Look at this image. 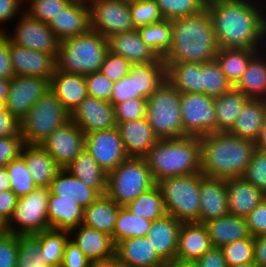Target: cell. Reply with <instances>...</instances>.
Here are the masks:
<instances>
[{"label":"cell","mask_w":266,"mask_h":267,"mask_svg":"<svg viewBox=\"0 0 266 267\" xmlns=\"http://www.w3.org/2000/svg\"><path fill=\"white\" fill-rule=\"evenodd\" d=\"M254 3L253 0L207 1L219 48L261 50L266 38V14L259 8L261 5Z\"/></svg>","instance_id":"1"},{"label":"cell","mask_w":266,"mask_h":267,"mask_svg":"<svg viewBox=\"0 0 266 267\" xmlns=\"http://www.w3.org/2000/svg\"><path fill=\"white\" fill-rule=\"evenodd\" d=\"M201 173L213 178L242 177L256 150L255 142L229 132L200 137Z\"/></svg>","instance_id":"2"},{"label":"cell","mask_w":266,"mask_h":267,"mask_svg":"<svg viewBox=\"0 0 266 267\" xmlns=\"http://www.w3.org/2000/svg\"><path fill=\"white\" fill-rule=\"evenodd\" d=\"M219 50L209 11L172 20V47L164 62L205 63Z\"/></svg>","instance_id":"3"},{"label":"cell","mask_w":266,"mask_h":267,"mask_svg":"<svg viewBox=\"0 0 266 267\" xmlns=\"http://www.w3.org/2000/svg\"><path fill=\"white\" fill-rule=\"evenodd\" d=\"M155 182L201 172V141L197 136L158 140L144 156Z\"/></svg>","instance_id":"4"},{"label":"cell","mask_w":266,"mask_h":267,"mask_svg":"<svg viewBox=\"0 0 266 267\" xmlns=\"http://www.w3.org/2000/svg\"><path fill=\"white\" fill-rule=\"evenodd\" d=\"M108 51L107 38L90 29L59 42L57 70L82 75L98 72Z\"/></svg>","instance_id":"5"},{"label":"cell","mask_w":266,"mask_h":267,"mask_svg":"<svg viewBox=\"0 0 266 267\" xmlns=\"http://www.w3.org/2000/svg\"><path fill=\"white\" fill-rule=\"evenodd\" d=\"M69 120H71L70 112L49 90L21 119L20 134L25 145H40Z\"/></svg>","instance_id":"6"},{"label":"cell","mask_w":266,"mask_h":267,"mask_svg":"<svg viewBox=\"0 0 266 267\" xmlns=\"http://www.w3.org/2000/svg\"><path fill=\"white\" fill-rule=\"evenodd\" d=\"M180 95L166 80L147 99L146 119L158 140L183 137Z\"/></svg>","instance_id":"7"},{"label":"cell","mask_w":266,"mask_h":267,"mask_svg":"<svg viewBox=\"0 0 266 267\" xmlns=\"http://www.w3.org/2000/svg\"><path fill=\"white\" fill-rule=\"evenodd\" d=\"M167 214L182 223L197 222L200 213V173L170 176L156 182Z\"/></svg>","instance_id":"8"},{"label":"cell","mask_w":266,"mask_h":267,"mask_svg":"<svg viewBox=\"0 0 266 267\" xmlns=\"http://www.w3.org/2000/svg\"><path fill=\"white\" fill-rule=\"evenodd\" d=\"M156 185L144 157H128L107 173L106 195L118 205L126 206Z\"/></svg>","instance_id":"9"},{"label":"cell","mask_w":266,"mask_h":267,"mask_svg":"<svg viewBox=\"0 0 266 267\" xmlns=\"http://www.w3.org/2000/svg\"><path fill=\"white\" fill-rule=\"evenodd\" d=\"M49 195V187H37L28 195L20 197L3 230L16 235H31L49 229Z\"/></svg>","instance_id":"10"},{"label":"cell","mask_w":266,"mask_h":267,"mask_svg":"<svg viewBox=\"0 0 266 267\" xmlns=\"http://www.w3.org/2000/svg\"><path fill=\"white\" fill-rule=\"evenodd\" d=\"M180 109L183 137H201L217 132L214 97L204 93H181Z\"/></svg>","instance_id":"11"},{"label":"cell","mask_w":266,"mask_h":267,"mask_svg":"<svg viewBox=\"0 0 266 267\" xmlns=\"http://www.w3.org/2000/svg\"><path fill=\"white\" fill-rule=\"evenodd\" d=\"M91 29L105 38L135 30L129 0H88Z\"/></svg>","instance_id":"12"},{"label":"cell","mask_w":266,"mask_h":267,"mask_svg":"<svg viewBox=\"0 0 266 267\" xmlns=\"http://www.w3.org/2000/svg\"><path fill=\"white\" fill-rule=\"evenodd\" d=\"M50 90V80L38 76H14L4 107L19 121Z\"/></svg>","instance_id":"13"},{"label":"cell","mask_w":266,"mask_h":267,"mask_svg":"<svg viewBox=\"0 0 266 267\" xmlns=\"http://www.w3.org/2000/svg\"><path fill=\"white\" fill-rule=\"evenodd\" d=\"M85 149L106 173L129 157L117 127L85 134Z\"/></svg>","instance_id":"14"},{"label":"cell","mask_w":266,"mask_h":267,"mask_svg":"<svg viewBox=\"0 0 266 267\" xmlns=\"http://www.w3.org/2000/svg\"><path fill=\"white\" fill-rule=\"evenodd\" d=\"M13 36L8 35L10 41L15 45L29 48L35 51L53 54L57 57L59 49V40L49 27L48 23L31 18L24 11Z\"/></svg>","instance_id":"15"},{"label":"cell","mask_w":266,"mask_h":267,"mask_svg":"<svg viewBox=\"0 0 266 267\" xmlns=\"http://www.w3.org/2000/svg\"><path fill=\"white\" fill-rule=\"evenodd\" d=\"M40 146L66 168L85 148V133L72 120L57 128Z\"/></svg>","instance_id":"16"},{"label":"cell","mask_w":266,"mask_h":267,"mask_svg":"<svg viewBox=\"0 0 266 267\" xmlns=\"http://www.w3.org/2000/svg\"><path fill=\"white\" fill-rule=\"evenodd\" d=\"M71 120L85 134L117 126L114 106L108 101L90 96L71 113Z\"/></svg>","instance_id":"17"},{"label":"cell","mask_w":266,"mask_h":267,"mask_svg":"<svg viewBox=\"0 0 266 267\" xmlns=\"http://www.w3.org/2000/svg\"><path fill=\"white\" fill-rule=\"evenodd\" d=\"M9 54L15 76H38L51 80L57 69L55 55L15 45L10 39Z\"/></svg>","instance_id":"18"},{"label":"cell","mask_w":266,"mask_h":267,"mask_svg":"<svg viewBox=\"0 0 266 267\" xmlns=\"http://www.w3.org/2000/svg\"><path fill=\"white\" fill-rule=\"evenodd\" d=\"M48 25L59 41L88 32L91 29L88 0H72Z\"/></svg>","instance_id":"19"},{"label":"cell","mask_w":266,"mask_h":267,"mask_svg":"<svg viewBox=\"0 0 266 267\" xmlns=\"http://www.w3.org/2000/svg\"><path fill=\"white\" fill-rule=\"evenodd\" d=\"M200 213L196 223L230 214L227 202L226 179L207 177L200 172Z\"/></svg>","instance_id":"20"},{"label":"cell","mask_w":266,"mask_h":267,"mask_svg":"<svg viewBox=\"0 0 266 267\" xmlns=\"http://www.w3.org/2000/svg\"><path fill=\"white\" fill-rule=\"evenodd\" d=\"M69 233L72 235L70 239L92 263L107 262L115 258V243L112 236L83 224L71 229Z\"/></svg>","instance_id":"21"},{"label":"cell","mask_w":266,"mask_h":267,"mask_svg":"<svg viewBox=\"0 0 266 267\" xmlns=\"http://www.w3.org/2000/svg\"><path fill=\"white\" fill-rule=\"evenodd\" d=\"M114 259L131 267H161L164 262L147 237H134L116 242Z\"/></svg>","instance_id":"22"},{"label":"cell","mask_w":266,"mask_h":267,"mask_svg":"<svg viewBox=\"0 0 266 267\" xmlns=\"http://www.w3.org/2000/svg\"><path fill=\"white\" fill-rule=\"evenodd\" d=\"M181 226L182 222L170 214L154 220L151 224L147 238L153 249L164 261L176 259Z\"/></svg>","instance_id":"23"},{"label":"cell","mask_w":266,"mask_h":267,"mask_svg":"<svg viewBox=\"0 0 266 267\" xmlns=\"http://www.w3.org/2000/svg\"><path fill=\"white\" fill-rule=\"evenodd\" d=\"M116 127L129 157H144L158 141L146 117L117 123Z\"/></svg>","instance_id":"24"},{"label":"cell","mask_w":266,"mask_h":267,"mask_svg":"<svg viewBox=\"0 0 266 267\" xmlns=\"http://www.w3.org/2000/svg\"><path fill=\"white\" fill-rule=\"evenodd\" d=\"M108 40V50L122 56L132 64L164 62L141 39L137 29L112 35Z\"/></svg>","instance_id":"25"},{"label":"cell","mask_w":266,"mask_h":267,"mask_svg":"<svg viewBox=\"0 0 266 267\" xmlns=\"http://www.w3.org/2000/svg\"><path fill=\"white\" fill-rule=\"evenodd\" d=\"M227 202L230 214L246 217L266 196L243 177L226 179Z\"/></svg>","instance_id":"26"},{"label":"cell","mask_w":266,"mask_h":267,"mask_svg":"<svg viewBox=\"0 0 266 267\" xmlns=\"http://www.w3.org/2000/svg\"><path fill=\"white\" fill-rule=\"evenodd\" d=\"M50 90L70 114L88 96L84 75L57 69L50 80Z\"/></svg>","instance_id":"27"},{"label":"cell","mask_w":266,"mask_h":267,"mask_svg":"<svg viewBox=\"0 0 266 267\" xmlns=\"http://www.w3.org/2000/svg\"><path fill=\"white\" fill-rule=\"evenodd\" d=\"M212 247L208 230L204 224L182 223L177 244V259L195 261Z\"/></svg>","instance_id":"28"},{"label":"cell","mask_w":266,"mask_h":267,"mask_svg":"<svg viewBox=\"0 0 266 267\" xmlns=\"http://www.w3.org/2000/svg\"><path fill=\"white\" fill-rule=\"evenodd\" d=\"M50 192L61 198L74 199L84 209L89 207L100 194L85 185L65 168H61L49 186Z\"/></svg>","instance_id":"29"},{"label":"cell","mask_w":266,"mask_h":267,"mask_svg":"<svg viewBox=\"0 0 266 267\" xmlns=\"http://www.w3.org/2000/svg\"><path fill=\"white\" fill-rule=\"evenodd\" d=\"M21 157L38 187H49L61 167L40 145H25Z\"/></svg>","instance_id":"30"},{"label":"cell","mask_w":266,"mask_h":267,"mask_svg":"<svg viewBox=\"0 0 266 267\" xmlns=\"http://www.w3.org/2000/svg\"><path fill=\"white\" fill-rule=\"evenodd\" d=\"M214 247L251 237L244 217L228 214L204 223Z\"/></svg>","instance_id":"31"},{"label":"cell","mask_w":266,"mask_h":267,"mask_svg":"<svg viewBox=\"0 0 266 267\" xmlns=\"http://www.w3.org/2000/svg\"><path fill=\"white\" fill-rule=\"evenodd\" d=\"M266 120V99L250 98L237 116L229 133L256 141Z\"/></svg>","instance_id":"32"},{"label":"cell","mask_w":266,"mask_h":267,"mask_svg":"<svg viewBox=\"0 0 266 267\" xmlns=\"http://www.w3.org/2000/svg\"><path fill=\"white\" fill-rule=\"evenodd\" d=\"M84 209L74 199L61 198L50 192L48 199V222L52 229L67 230L83 222Z\"/></svg>","instance_id":"33"},{"label":"cell","mask_w":266,"mask_h":267,"mask_svg":"<svg viewBox=\"0 0 266 267\" xmlns=\"http://www.w3.org/2000/svg\"><path fill=\"white\" fill-rule=\"evenodd\" d=\"M166 79L180 93H203V63L164 62Z\"/></svg>","instance_id":"34"},{"label":"cell","mask_w":266,"mask_h":267,"mask_svg":"<svg viewBox=\"0 0 266 267\" xmlns=\"http://www.w3.org/2000/svg\"><path fill=\"white\" fill-rule=\"evenodd\" d=\"M120 207L106 194L100 195L89 207L84 208L82 224L104 232L112 236L113 239V231Z\"/></svg>","instance_id":"35"},{"label":"cell","mask_w":266,"mask_h":267,"mask_svg":"<svg viewBox=\"0 0 266 267\" xmlns=\"http://www.w3.org/2000/svg\"><path fill=\"white\" fill-rule=\"evenodd\" d=\"M65 169L100 195L106 194L107 173L85 148Z\"/></svg>","instance_id":"36"},{"label":"cell","mask_w":266,"mask_h":267,"mask_svg":"<svg viewBox=\"0 0 266 267\" xmlns=\"http://www.w3.org/2000/svg\"><path fill=\"white\" fill-rule=\"evenodd\" d=\"M261 55L265 54L259 50L250 59L245 72L233 86L248 98L266 99V57Z\"/></svg>","instance_id":"37"},{"label":"cell","mask_w":266,"mask_h":267,"mask_svg":"<svg viewBox=\"0 0 266 267\" xmlns=\"http://www.w3.org/2000/svg\"><path fill=\"white\" fill-rule=\"evenodd\" d=\"M130 73L134 78L135 98L148 99L167 80L164 62L132 64Z\"/></svg>","instance_id":"38"},{"label":"cell","mask_w":266,"mask_h":267,"mask_svg":"<svg viewBox=\"0 0 266 267\" xmlns=\"http://www.w3.org/2000/svg\"><path fill=\"white\" fill-rule=\"evenodd\" d=\"M249 99L245 94L234 88L214 97L217 132H228L232 128L244 104Z\"/></svg>","instance_id":"39"},{"label":"cell","mask_w":266,"mask_h":267,"mask_svg":"<svg viewBox=\"0 0 266 267\" xmlns=\"http://www.w3.org/2000/svg\"><path fill=\"white\" fill-rule=\"evenodd\" d=\"M257 49L219 48L215 59L227 80L234 86L245 72Z\"/></svg>","instance_id":"40"},{"label":"cell","mask_w":266,"mask_h":267,"mask_svg":"<svg viewBox=\"0 0 266 267\" xmlns=\"http://www.w3.org/2000/svg\"><path fill=\"white\" fill-rule=\"evenodd\" d=\"M143 42L161 59L172 47V20H162L137 29Z\"/></svg>","instance_id":"41"},{"label":"cell","mask_w":266,"mask_h":267,"mask_svg":"<svg viewBox=\"0 0 266 267\" xmlns=\"http://www.w3.org/2000/svg\"><path fill=\"white\" fill-rule=\"evenodd\" d=\"M132 213L150 222L167 214L161 191L157 185L140 194L126 206Z\"/></svg>","instance_id":"42"},{"label":"cell","mask_w":266,"mask_h":267,"mask_svg":"<svg viewBox=\"0 0 266 267\" xmlns=\"http://www.w3.org/2000/svg\"><path fill=\"white\" fill-rule=\"evenodd\" d=\"M152 222L137 216L125 206H121L113 231L114 243L134 237H147Z\"/></svg>","instance_id":"43"},{"label":"cell","mask_w":266,"mask_h":267,"mask_svg":"<svg viewBox=\"0 0 266 267\" xmlns=\"http://www.w3.org/2000/svg\"><path fill=\"white\" fill-rule=\"evenodd\" d=\"M36 235L41 240L40 252L47 264L50 267H60L65 245L70 238L69 231L49 228Z\"/></svg>","instance_id":"44"},{"label":"cell","mask_w":266,"mask_h":267,"mask_svg":"<svg viewBox=\"0 0 266 267\" xmlns=\"http://www.w3.org/2000/svg\"><path fill=\"white\" fill-rule=\"evenodd\" d=\"M40 249L41 240L36 234L18 235L17 267H50Z\"/></svg>","instance_id":"45"},{"label":"cell","mask_w":266,"mask_h":267,"mask_svg":"<svg viewBox=\"0 0 266 267\" xmlns=\"http://www.w3.org/2000/svg\"><path fill=\"white\" fill-rule=\"evenodd\" d=\"M5 168L8 173L11 191L19 198L28 195L38 187L34 183L25 161L21 156L12 160Z\"/></svg>","instance_id":"46"},{"label":"cell","mask_w":266,"mask_h":267,"mask_svg":"<svg viewBox=\"0 0 266 267\" xmlns=\"http://www.w3.org/2000/svg\"><path fill=\"white\" fill-rule=\"evenodd\" d=\"M233 88L216 59L203 63V93L219 96Z\"/></svg>","instance_id":"47"},{"label":"cell","mask_w":266,"mask_h":267,"mask_svg":"<svg viewBox=\"0 0 266 267\" xmlns=\"http://www.w3.org/2000/svg\"><path fill=\"white\" fill-rule=\"evenodd\" d=\"M164 19L192 16L206 8V0H156Z\"/></svg>","instance_id":"48"},{"label":"cell","mask_w":266,"mask_h":267,"mask_svg":"<svg viewBox=\"0 0 266 267\" xmlns=\"http://www.w3.org/2000/svg\"><path fill=\"white\" fill-rule=\"evenodd\" d=\"M129 8L135 29L164 20L156 0H130Z\"/></svg>","instance_id":"49"},{"label":"cell","mask_w":266,"mask_h":267,"mask_svg":"<svg viewBox=\"0 0 266 267\" xmlns=\"http://www.w3.org/2000/svg\"><path fill=\"white\" fill-rule=\"evenodd\" d=\"M228 267L254 262V237L244 238L221 247Z\"/></svg>","instance_id":"50"},{"label":"cell","mask_w":266,"mask_h":267,"mask_svg":"<svg viewBox=\"0 0 266 267\" xmlns=\"http://www.w3.org/2000/svg\"><path fill=\"white\" fill-rule=\"evenodd\" d=\"M28 6L24 9L31 18L49 23L56 17L72 0H24ZM30 1V2H29Z\"/></svg>","instance_id":"51"},{"label":"cell","mask_w":266,"mask_h":267,"mask_svg":"<svg viewBox=\"0 0 266 267\" xmlns=\"http://www.w3.org/2000/svg\"><path fill=\"white\" fill-rule=\"evenodd\" d=\"M242 177L266 195V152L254 151Z\"/></svg>","instance_id":"52"},{"label":"cell","mask_w":266,"mask_h":267,"mask_svg":"<svg viewBox=\"0 0 266 267\" xmlns=\"http://www.w3.org/2000/svg\"><path fill=\"white\" fill-rule=\"evenodd\" d=\"M117 123L129 122L146 117L147 99H128L114 106Z\"/></svg>","instance_id":"53"},{"label":"cell","mask_w":266,"mask_h":267,"mask_svg":"<svg viewBox=\"0 0 266 267\" xmlns=\"http://www.w3.org/2000/svg\"><path fill=\"white\" fill-rule=\"evenodd\" d=\"M132 63L110 51L105 55L100 73L112 82H117L130 73Z\"/></svg>","instance_id":"54"},{"label":"cell","mask_w":266,"mask_h":267,"mask_svg":"<svg viewBox=\"0 0 266 267\" xmlns=\"http://www.w3.org/2000/svg\"><path fill=\"white\" fill-rule=\"evenodd\" d=\"M18 235L2 230L0 232V267H17Z\"/></svg>","instance_id":"55"},{"label":"cell","mask_w":266,"mask_h":267,"mask_svg":"<svg viewBox=\"0 0 266 267\" xmlns=\"http://www.w3.org/2000/svg\"><path fill=\"white\" fill-rule=\"evenodd\" d=\"M87 84V93L90 97H95L105 101H110L114 82L107 79L99 71L84 75Z\"/></svg>","instance_id":"56"},{"label":"cell","mask_w":266,"mask_h":267,"mask_svg":"<svg viewBox=\"0 0 266 267\" xmlns=\"http://www.w3.org/2000/svg\"><path fill=\"white\" fill-rule=\"evenodd\" d=\"M25 142L21 134L17 136L0 137V168L21 156Z\"/></svg>","instance_id":"57"},{"label":"cell","mask_w":266,"mask_h":267,"mask_svg":"<svg viewBox=\"0 0 266 267\" xmlns=\"http://www.w3.org/2000/svg\"><path fill=\"white\" fill-rule=\"evenodd\" d=\"M128 99H135V85L132 74L129 73L117 82H114L110 103L115 106Z\"/></svg>","instance_id":"58"},{"label":"cell","mask_w":266,"mask_h":267,"mask_svg":"<svg viewBox=\"0 0 266 267\" xmlns=\"http://www.w3.org/2000/svg\"><path fill=\"white\" fill-rule=\"evenodd\" d=\"M247 226L253 237L266 234V196L246 217Z\"/></svg>","instance_id":"59"},{"label":"cell","mask_w":266,"mask_h":267,"mask_svg":"<svg viewBox=\"0 0 266 267\" xmlns=\"http://www.w3.org/2000/svg\"><path fill=\"white\" fill-rule=\"evenodd\" d=\"M91 263L77 244L69 238L64 248L60 267H89Z\"/></svg>","instance_id":"60"},{"label":"cell","mask_w":266,"mask_h":267,"mask_svg":"<svg viewBox=\"0 0 266 267\" xmlns=\"http://www.w3.org/2000/svg\"><path fill=\"white\" fill-rule=\"evenodd\" d=\"M6 32H0V79H12L14 71L9 54V37Z\"/></svg>","instance_id":"61"},{"label":"cell","mask_w":266,"mask_h":267,"mask_svg":"<svg viewBox=\"0 0 266 267\" xmlns=\"http://www.w3.org/2000/svg\"><path fill=\"white\" fill-rule=\"evenodd\" d=\"M19 197L11 190L0 192V224L4 226L11 218Z\"/></svg>","instance_id":"62"},{"label":"cell","mask_w":266,"mask_h":267,"mask_svg":"<svg viewBox=\"0 0 266 267\" xmlns=\"http://www.w3.org/2000/svg\"><path fill=\"white\" fill-rule=\"evenodd\" d=\"M196 267H228L221 247H212L195 261Z\"/></svg>","instance_id":"63"},{"label":"cell","mask_w":266,"mask_h":267,"mask_svg":"<svg viewBox=\"0 0 266 267\" xmlns=\"http://www.w3.org/2000/svg\"><path fill=\"white\" fill-rule=\"evenodd\" d=\"M20 133V121L5 107L0 109V137L17 136Z\"/></svg>","instance_id":"64"},{"label":"cell","mask_w":266,"mask_h":267,"mask_svg":"<svg viewBox=\"0 0 266 267\" xmlns=\"http://www.w3.org/2000/svg\"><path fill=\"white\" fill-rule=\"evenodd\" d=\"M24 0H0V23H5L12 18H16L17 14H22V3ZM20 11V13H19ZM0 32H5L0 29Z\"/></svg>","instance_id":"65"},{"label":"cell","mask_w":266,"mask_h":267,"mask_svg":"<svg viewBox=\"0 0 266 267\" xmlns=\"http://www.w3.org/2000/svg\"><path fill=\"white\" fill-rule=\"evenodd\" d=\"M254 262L258 267H266V234L254 237Z\"/></svg>","instance_id":"66"},{"label":"cell","mask_w":266,"mask_h":267,"mask_svg":"<svg viewBox=\"0 0 266 267\" xmlns=\"http://www.w3.org/2000/svg\"><path fill=\"white\" fill-rule=\"evenodd\" d=\"M161 267H196L194 261L170 259L165 260Z\"/></svg>","instance_id":"67"},{"label":"cell","mask_w":266,"mask_h":267,"mask_svg":"<svg viewBox=\"0 0 266 267\" xmlns=\"http://www.w3.org/2000/svg\"><path fill=\"white\" fill-rule=\"evenodd\" d=\"M256 149L266 152V120L261 128L258 139L255 141Z\"/></svg>","instance_id":"68"},{"label":"cell","mask_w":266,"mask_h":267,"mask_svg":"<svg viewBox=\"0 0 266 267\" xmlns=\"http://www.w3.org/2000/svg\"><path fill=\"white\" fill-rule=\"evenodd\" d=\"M11 190L8 173L5 167L0 168V192Z\"/></svg>","instance_id":"69"},{"label":"cell","mask_w":266,"mask_h":267,"mask_svg":"<svg viewBox=\"0 0 266 267\" xmlns=\"http://www.w3.org/2000/svg\"><path fill=\"white\" fill-rule=\"evenodd\" d=\"M11 79H0V100L5 103L8 93Z\"/></svg>","instance_id":"70"},{"label":"cell","mask_w":266,"mask_h":267,"mask_svg":"<svg viewBox=\"0 0 266 267\" xmlns=\"http://www.w3.org/2000/svg\"><path fill=\"white\" fill-rule=\"evenodd\" d=\"M89 267H112V260L107 262L91 263Z\"/></svg>","instance_id":"71"},{"label":"cell","mask_w":266,"mask_h":267,"mask_svg":"<svg viewBox=\"0 0 266 267\" xmlns=\"http://www.w3.org/2000/svg\"><path fill=\"white\" fill-rule=\"evenodd\" d=\"M112 267H131V266L123 264V263H120L116 259H112Z\"/></svg>","instance_id":"72"},{"label":"cell","mask_w":266,"mask_h":267,"mask_svg":"<svg viewBox=\"0 0 266 267\" xmlns=\"http://www.w3.org/2000/svg\"><path fill=\"white\" fill-rule=\"evenodd\" d=\"M233 267H258L255 262H248V263H244V264H239Z\"/></svg>","instance_id":"73"},{"label":"cell","mask_w":266,"mask_h":267,"mask_svg":"<svg viewBox=\"0 0 266 267\" xmlns=\"http://www.w3.org/2000/svg\"><path fill=\"white\" fill-rule=\"evenodd\" d=\"M4 108V103L0 100V109Z\"/></svg>","instance_id":"74"},{"label":"cell","mask_w":266,"mask_h":267,"mask_svg":"<svg viewBox=\"0 0 266 267\" xmlns=\"http://www.w3.org/2000/svg\"><path fill=\"white\" fill-rule=\"evenodd\" d=\"M3 230V226L0 224V232Z\"/></svg>","instance_id":"75"}]
</instances>
